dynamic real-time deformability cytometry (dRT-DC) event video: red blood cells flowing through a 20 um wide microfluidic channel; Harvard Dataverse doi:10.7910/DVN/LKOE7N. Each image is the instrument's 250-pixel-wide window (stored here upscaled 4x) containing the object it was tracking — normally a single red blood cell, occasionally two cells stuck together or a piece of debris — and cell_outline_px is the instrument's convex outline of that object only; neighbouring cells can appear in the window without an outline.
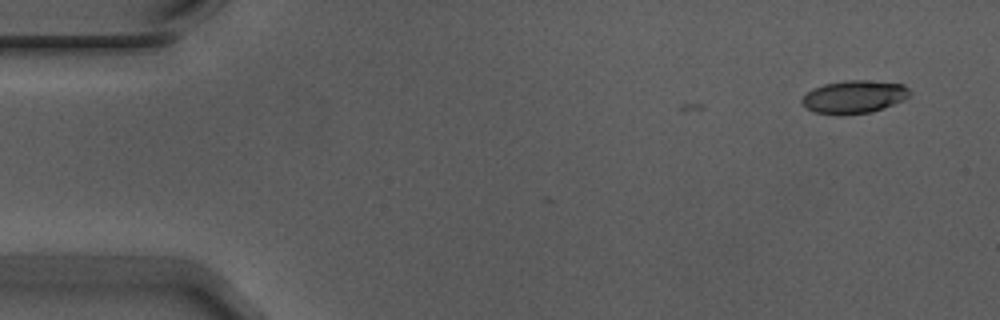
{"species": "Egyptian fruit bat (a non-hibernating species)", "species_latin": "Rousettus aegyptiacus", "temperature_condition": "warm", "stored_images_in_passage": 2, "camera_frame_rate_fps": 3000, "um_per_image_px": 0.085, "animal": {"sex": "male"}, "frame": {"image": 1, "passage_image": 2, "time_ms": 0.333, "image_size_px": [1000, 320], "cell_outline_px": [[912, 92], [904, 100], [884, 108], [872, 112], [844, 116], [840, 116], [812, 112], [800, 100], [812, 88], [824, 84], [844, 80], [864, 80], [904, 84]], "centroid_in_image_um": [72.6, 8.25], "position_along_channel_um": 12.4, "area_um2": 20.98}}